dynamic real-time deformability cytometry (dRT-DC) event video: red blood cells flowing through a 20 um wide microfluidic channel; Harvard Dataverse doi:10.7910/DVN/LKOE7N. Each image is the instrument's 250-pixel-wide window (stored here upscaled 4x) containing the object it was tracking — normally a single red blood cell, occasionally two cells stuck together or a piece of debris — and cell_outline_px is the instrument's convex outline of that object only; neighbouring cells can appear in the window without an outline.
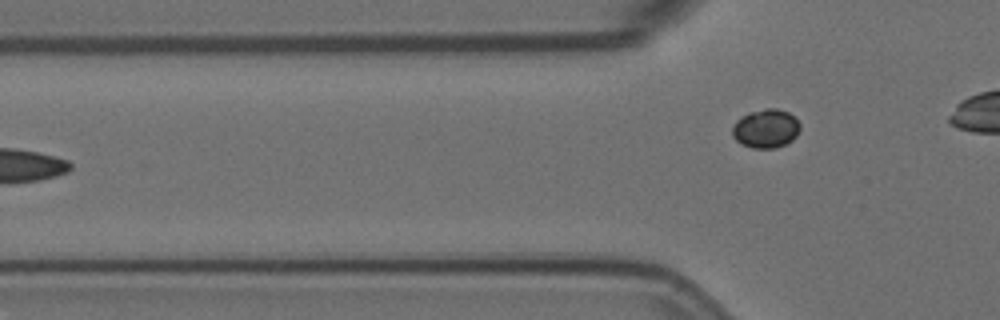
{"species": "Egyptian fruit bat (a non-hibernating species)", "species_latin": "Rousettus aegyptiacus", "temperature_condition": "room temperature", "stored_images_in_passage": 6, "camera_frame_rate_fps": 3000, "um_per_image_px": 0.085, "animal": {"sex": "female"}, "frame": {"image": 1, "passage_image": 6, "time_ms": 1.667, "image_size_px": [1000, 320], "cell_outline_px": [[800, 128], [796, 136], [792, 140], [776, 148], [752, 148], [740, 144], [732, 136], [732, 124], [740, 116], [748, 112], [764, 108], [776, 108], [788, 112], [800, 124]], "centroid_in_image_um": [65.05, 10.92], "position_along_channel_um": 60.8, "area_um2": 15.49}}